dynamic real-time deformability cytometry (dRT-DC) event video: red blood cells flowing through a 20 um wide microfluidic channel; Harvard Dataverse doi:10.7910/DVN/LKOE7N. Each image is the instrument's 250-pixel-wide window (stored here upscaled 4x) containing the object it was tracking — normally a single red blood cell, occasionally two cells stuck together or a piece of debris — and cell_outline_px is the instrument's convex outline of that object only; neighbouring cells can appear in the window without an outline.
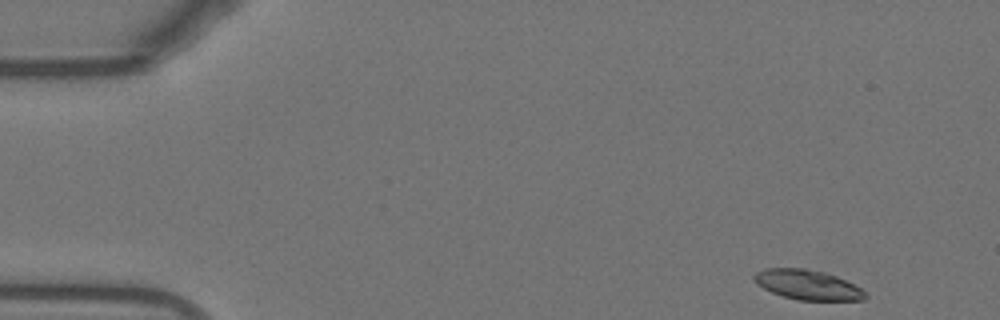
{"species": "Egyptian fruit bat (a non-hibernating species)", "species_latin": "Rousettus aegyptiacus", "temperature_condition": "warm", "stored_images_in_passage": 50, "camera_frame_rate_fps": 3000, "um_per_image_px": 0.085, "animal": {"sex": "female"}, "frame": {"image": 1, "passage_image": 1, "time_ms": 0.0, "image_size_px": [1000, 320], "cell_outline_px": [[868, 296], [864, 300], [796, 300], [772, 292], [756, 284], [752, 280], [752, 276], [756, 272], [764, 268], [804, 268], [824, 272], [836, 276], [860, 288]], "centroid_in_image_um": [68.6, 24.2], "position_along_channel_um": 16.4, "area_um2": 19.25}}
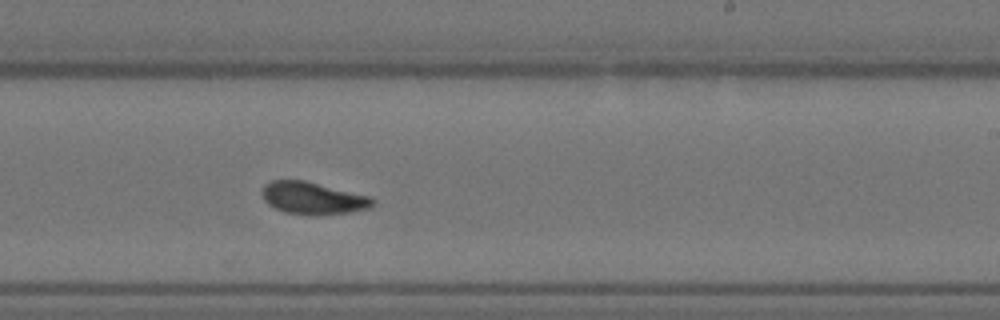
{"frame": {"image": 2, "passage_image": 29, "time_ms": 9.333, "image_size_px": [1000, 320], "cell_outline_px": [[376, 200], [368, 208], [348, 212], [316, 216], [308, 216], [284, 212], [268, 204], [264, 200], [264, 184], [272, 180], [304, 180], [372, 196]], "centroid_in_image_um": [26.62, 16.85], "position_along_channel_um": 262.4, "area_um2": 20.87}}
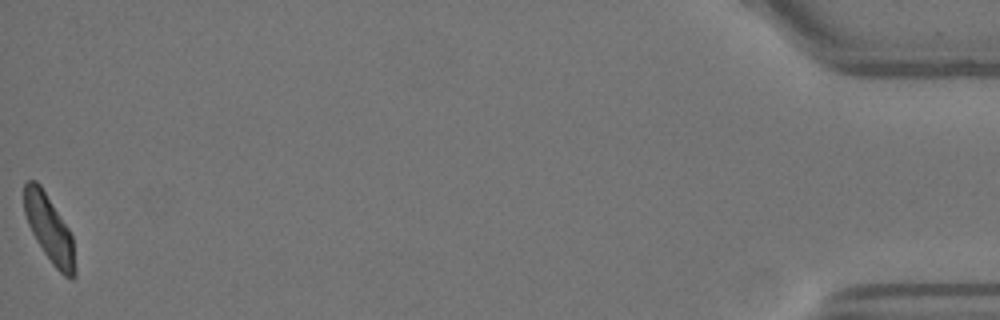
{"frame": {"image": 3, "passage_image": 50, "time_ms": 16.333, "image_size_px": [1000, 320], "cell_outline_px": [[76, 276], [72, 280], [68, 280], [52, 264], [36, 240], [28, 224], [24, 212], [24, 184], [28, 180], [36, 180], [40, 184], [68, 228], [72, 236], [76, 268]], "centroid_in_image_um": [4.2, 19.48], "position_along_channel_um": 431.0, "area_um2": 19.83}, "authors_computed_cell_mechanics": {"area_um2": 20.2011, "velocity_mm_per_s": 3.8033, "shape_relaxation_time_tau1_ms": 5.8037, "shape_relaxation_time_tau2_ms": 2.5024, "deformation_change_tau1": 0.1631, "deformation_change_tau2": 0.0894}}